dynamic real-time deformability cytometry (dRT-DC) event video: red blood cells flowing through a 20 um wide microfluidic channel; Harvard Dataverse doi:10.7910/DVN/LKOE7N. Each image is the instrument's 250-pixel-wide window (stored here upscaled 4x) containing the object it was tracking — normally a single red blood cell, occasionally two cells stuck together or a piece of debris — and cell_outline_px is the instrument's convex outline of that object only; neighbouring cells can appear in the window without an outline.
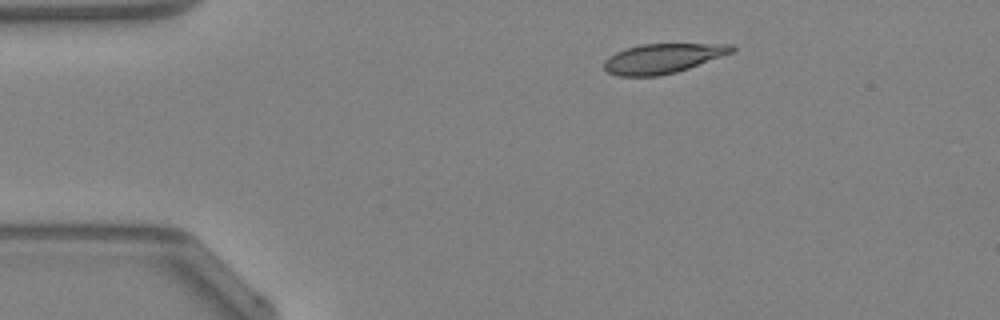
{"species": "Egyptian fruit bat (a non-hibernating species)", "species_latin": "Rousettus aegyptiacus", "temperature_condition": "warm", "stored_images_in_passage": 5, "segment_of_instrument_passage": [2, 2], "camera_frame_rate_fps": 3000, "um_per_image_px": 0.085, "animal": {"sex": "female"}, "frame": {"image": 1, "passage_image": 5, "time_ms": 1.333, "image_size_px": [1000, 320], "cell_outline_px": [[736, 48], [732, 52], [688, 68], [676, 72], [656, 76], [616, 76], [608, 72], [604, 68], [604, 60], [608, 56], [616, 52], [640, 44], [732, 44]], "centroid_in_image_um": [56.29, 4.97], "position_along_channel_um": 28.7, "area_um2": 21.85}}